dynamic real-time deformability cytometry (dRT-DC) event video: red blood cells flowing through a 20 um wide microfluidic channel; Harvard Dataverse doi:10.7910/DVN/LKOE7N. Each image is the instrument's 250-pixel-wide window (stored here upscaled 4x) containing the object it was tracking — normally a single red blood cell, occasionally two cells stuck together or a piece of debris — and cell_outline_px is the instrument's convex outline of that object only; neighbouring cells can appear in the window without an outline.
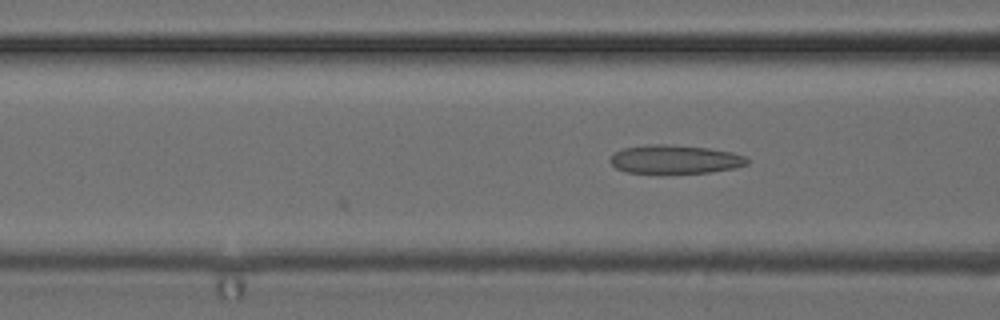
{"species": "common noctule bat (a hibernating species)", "species_latin": "Nyctalus noctula", "temperature_condition": "cold", "stored_images_in_passage": 6, "camera_frame_rate_fps": 3000, "um_per_image_px": 0.085, "animal": {"sex": "female", "body_mass_g": 24.6, "forearm_length_mm": 56.2}, "frame": {"image": 1, "passage_image": 6, "time_ms": 6.0, "image_size_px": [1000, 320], "cell_outline_px": [[748, 164], [736, 168], [712, 172], [628, 172], [616, 168], [608, 160], [616, 152], [624, 148], [648, 144], [664, 144], [708, 148], [732, 152], [744, 156], [748, 160]], "centroid_in_image_um": [57.39, 13.53], "position_along_channel_um": 109.2, "area_um2": 22.48}}